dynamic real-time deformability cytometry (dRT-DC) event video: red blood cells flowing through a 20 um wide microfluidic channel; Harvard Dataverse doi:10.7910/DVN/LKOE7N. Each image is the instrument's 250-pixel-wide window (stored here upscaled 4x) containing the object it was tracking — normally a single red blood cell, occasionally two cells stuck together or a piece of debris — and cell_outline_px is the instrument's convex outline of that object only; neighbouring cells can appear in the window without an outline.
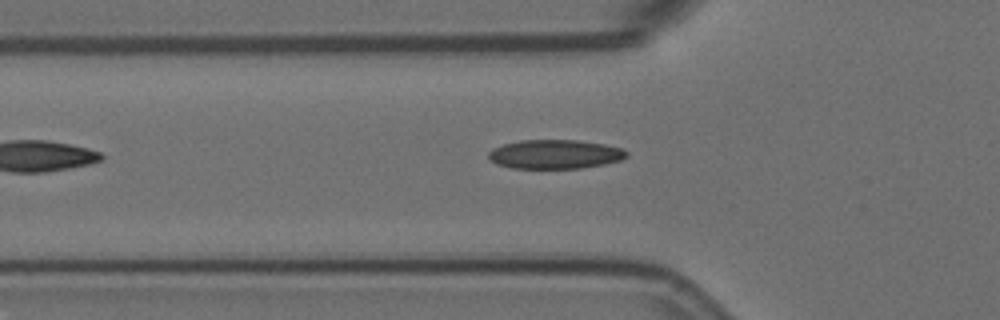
{"species": "Egyptian fruit bat (a non-hibernating species)", "species_latin": "Rousettus aegyptiacus", "temperature_condition": "room temperature", "stored_images_in_passage": 13, "camera_frame_rate_fps": 3000, "um_per_image_px": 0.085, "animal": {"sex": "female"}, "frame": {"image": 1, "passage_image": 2, "time_ms": 0.333, "image_size_px": [1000, 320], "cell_outline_px": [[628, 156], [620, 160], [604, 164], [580, 168], [512, 168], [496, 164], [488, 156], [488, 152], [492, 148], [504, 144], [520, 140], [576, 140], [604, 144], [620, 148], [628, 152]], "centroid_in_image_um": [47.16, 13.11], "position_along_channel_um": 78.6, "area_um2": 23.29}}
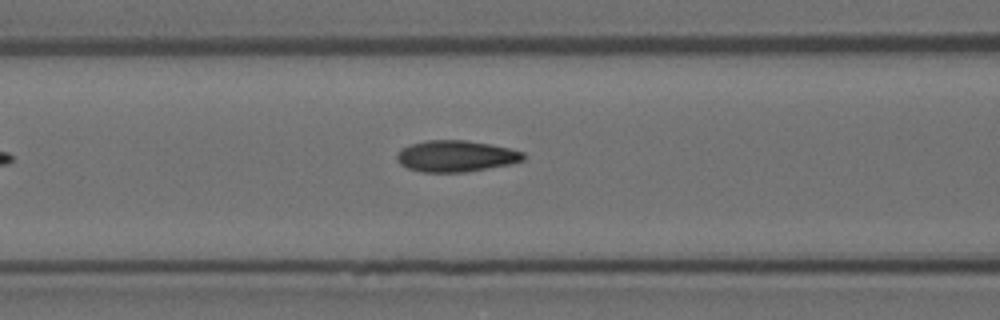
{"frame": {"image": 2, "passage_image": 6, "time_ms": 1.667, "image_size_px": [1000, 320], "cell_outline_px": [[524, 160], [508, 164], [468, 172], [420, 172], [408, 168], [400, 164], [396, 160], [396, 156], [400, 148], [412, 144], [428, 140], [464, 140], [488, 144], [508, 148], [524, 152]], "centroid_in_image_um": [38.71, 13.28], "position_along_channel_um": 127.9, "area_um2": 23.0}}
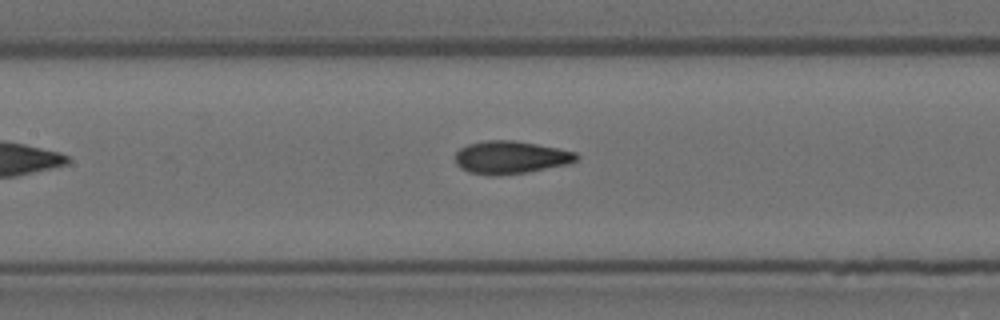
{"frame": {"image": 3, "passage_image": 9, "time_ms": 2.667, "image_size_px": [1000, 320], "cell_outline_px": [[580, 156], [576, 160], [568, 164], [528, 172], [500, 176], [492, 176], [468, 172], [460, 168], [456, 164], [456, 152], [460, 148], [468, 144], [484, 140], [516, 140], [576, 152]], "centroid_in_image_um": [43.38, 13.38], "position_along_channel_um": 164.0, "area_um2": 23.35}}